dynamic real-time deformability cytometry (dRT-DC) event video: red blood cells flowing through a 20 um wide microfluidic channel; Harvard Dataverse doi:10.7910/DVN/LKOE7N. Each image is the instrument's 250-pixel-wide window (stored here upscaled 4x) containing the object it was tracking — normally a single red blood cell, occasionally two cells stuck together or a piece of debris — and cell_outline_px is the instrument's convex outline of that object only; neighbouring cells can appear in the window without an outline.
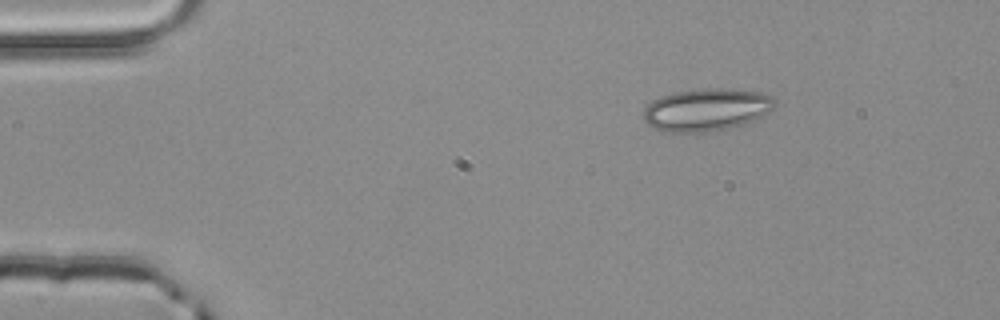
{"species": "common noctule bat (a hibernating species)", "species_latin": "Nyctalus noctula", "temperature_condition": "room temperature", "stored_images_in_passage": 3, "camera_frame_rate_fps": 3000, "um_per_image_px": 0.085, "animal": {"sex": "male", "body_mass_g": 20.4}, "frame": {"image": 1, "passage_image": 3, "time_ms": 0.667, "image_size_px": [1000, 320], "cell_outline_px": [[776, 104], [768, 112], [744, 124], [716, 132], [664, 132], [652, 128], [644, 120], [644, 108], [648, 104], [660, 96], [676, 92], [704, 88], [728, 88], [760, 92], [772, 96], [776, 100]], "centroid_in_image_um": [60.04, 9.33], "position_along_channel_um": 25.0, "area_um2": 32.77}}